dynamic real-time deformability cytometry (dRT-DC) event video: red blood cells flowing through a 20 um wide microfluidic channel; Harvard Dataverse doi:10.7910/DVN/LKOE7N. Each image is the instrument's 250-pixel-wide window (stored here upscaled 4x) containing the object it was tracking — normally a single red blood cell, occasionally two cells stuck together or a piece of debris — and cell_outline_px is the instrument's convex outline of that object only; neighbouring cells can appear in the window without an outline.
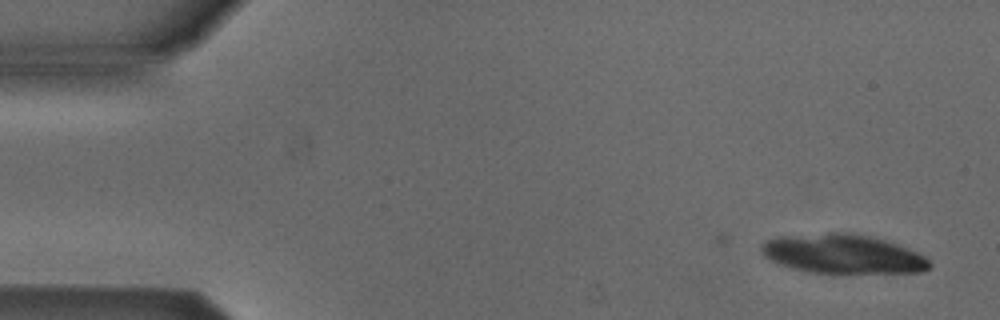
{"species": "Egyptian fruit bat (a non-hibernating species)", "species_latin": "Rousettus aegyptiacus", "temperature_condition": "cold", "stored_images_in_passage": 3, "camera_frame_rate_fps": 3000, "um_per_image_px": 0.085, "animal": {"sex": "male"}, "frame": {"image": 1, "passage_image": 3, "time_ms": 0.667, "image_size_px": [1000, 320], "cell_outline_px": [[932, 264], [928, 268], [920, 272], [804, 272], [776, 264], [764, 256], [760, 248], [760, 244], [764, 240], [776, 236], [828, 232], [844, 232], [868, 236], [884, 240], [896, 244], [916, 252], [924, 256]], "centroid_in_image_um": [71.52, 21.57], "position_along_channel_um": 13.5, "area_um2": 38.32}}